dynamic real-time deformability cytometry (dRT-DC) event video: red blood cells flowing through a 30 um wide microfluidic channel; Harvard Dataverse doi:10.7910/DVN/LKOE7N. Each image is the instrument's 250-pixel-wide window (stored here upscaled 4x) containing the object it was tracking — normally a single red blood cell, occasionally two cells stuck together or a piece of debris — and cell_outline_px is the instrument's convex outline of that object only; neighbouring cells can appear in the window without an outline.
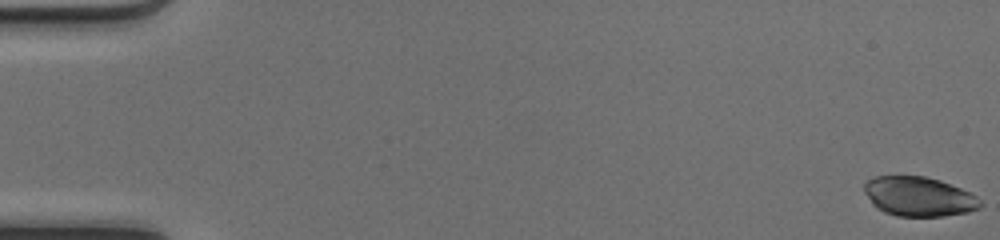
{"species": "common noctule bat (a hibernating species)", "species_latin": "Nyctalus noctula", "temperature_condition": "cold", "stored_images_in_passage": 51, "camera_frame_rate_fps": 3000, "um_per_image_px": 0.085, "animal": {"sex": "female", "body_mass_g": 17.0, "forearm_length_mm": 48.0}, "frame": {"image": 1, "passage_image": 1, "time_ms": 0.0, "image_size_px": [1000, 240], "cell_outline_px": [[984, 204], [980, 208], [968, 212], [944, 216], [896, 216], [884, 212], [876, 208], [872, 204], [864, 192], [864, 184], [868, 180], [876, 176], [924, 176], [940, 180], [960, 188], [976, 196]], "centroid_in_image_um": [78.1, 16.71], "position_along_channel_um": 6.9, "area_um2": 26.76}}
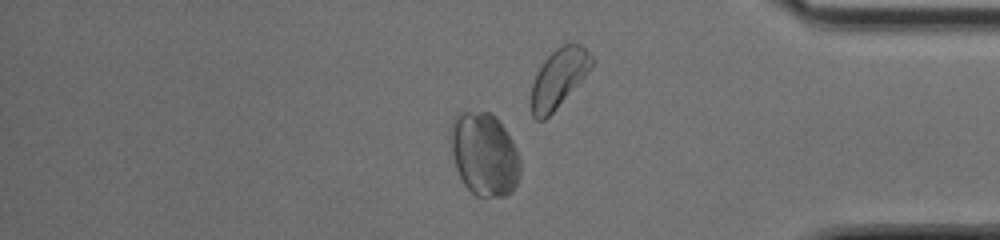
{"frame": {"image": 2, "passage_image": 43, "time_ms": 14.0, "image_size_px": [1000, 240], "cell_outline_px": [[520, 176], [512, 192], [504, 196], [476, 196], [464, 184], [456, 168], [452, 156], [452, 120], [456, 112], [492, 112], [496, 116], [512, 140], [516, 148], [520, 160]], "centroid_in_image_um": [41.18, 13.11], "position_along_channel_um": 394.0, "area_um2": 33.64}, "authors_computed_cell_mechanics": {"area_um2": 29.4202, "velocity_mm_per_s": 4.1465, "shape_relaxation_time_tau1_ms": null, "shape_relaxation_time_tau2_ms": 5.0991, "deformation_change_tau1": null, "deformation_change_tau2": 0.0785}}